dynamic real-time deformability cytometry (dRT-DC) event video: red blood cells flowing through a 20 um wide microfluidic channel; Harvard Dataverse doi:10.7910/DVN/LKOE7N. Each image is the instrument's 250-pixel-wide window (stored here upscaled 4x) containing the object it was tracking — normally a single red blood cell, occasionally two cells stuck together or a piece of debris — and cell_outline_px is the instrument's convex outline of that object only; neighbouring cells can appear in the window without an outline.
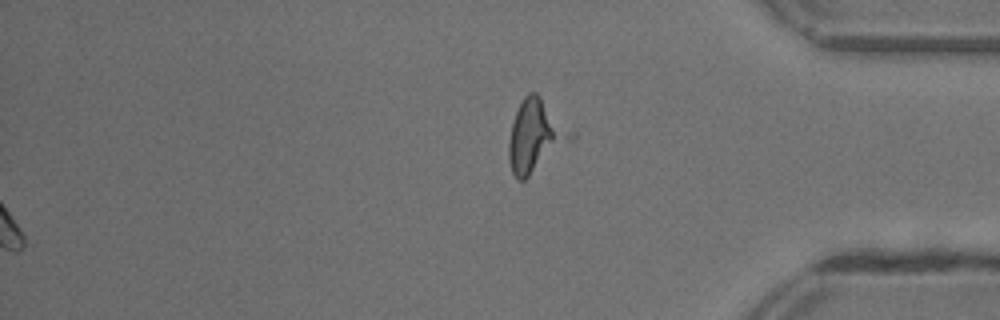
{"species": "common noctule bat (a hibernating species)", "species_latin": "Nyctalus noctula", "temperature_condition": "warm", "stored_images_in_passage": 35, "segment_of_instrument_passage": [2, 2], "camera_frame_rate_fps": 3000, "um_per_image_px": 0.085, "animal": {"sex": "female"}, "frame": {"image": 1, "passage_image": 35, "time_ms": 11.333, "image_size_px": [1000, 320], "cell_outline_px": [[576, 136], [572, 140], [524, 180], [516, 180], [512, 172], [508, 160], [508, 144], [512, 124], [516, 112], [524, 96], [528, 92], [536, 92], [576, 132]], "centroid_in_image_um": [45.54, 11.55], "position_along_channel_um": 389.7, "area_um2": 26.07}}